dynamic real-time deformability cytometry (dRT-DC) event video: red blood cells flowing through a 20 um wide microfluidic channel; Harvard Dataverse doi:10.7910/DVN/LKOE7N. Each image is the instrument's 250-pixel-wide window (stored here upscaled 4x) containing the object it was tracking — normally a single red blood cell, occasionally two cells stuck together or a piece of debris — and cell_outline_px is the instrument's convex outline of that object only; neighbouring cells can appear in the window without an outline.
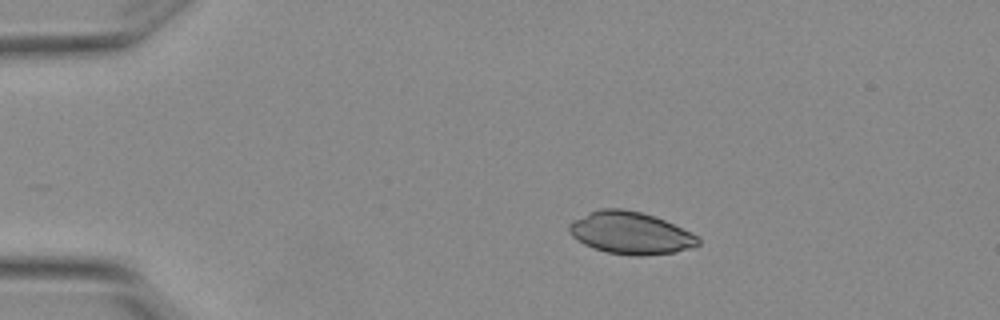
{"species": "Egyptian fruit bat (a non-hibernating species)", "species_latin": "Rousettus aegyptiacus", "temperature_condition": "warm", "stored_images_in_passage": 5, "camera_frame_rate_fps": 3000, "um_per_image_px": 0.085, "animal": {"sex": "female"}, "frame": {"image": 1, "passage_image": 2, "time_ms": 0.333, "image_size_px": [1000, 320], "cell_outline_px": [[700, 244], [692, 248], [676, 252], [644, 256], [632, 256], [608, 252], [584, 244], [572, 236], [568, 228], [568, 224], [572, 220], [588, 212], [600, 208], [624, 208], [656, 216], [696, 236], [700, 240]], "centroid_in_image_um": [53.57, 19.8], "position_along_channel_um": 31.4, "area_um2": 31.73}}
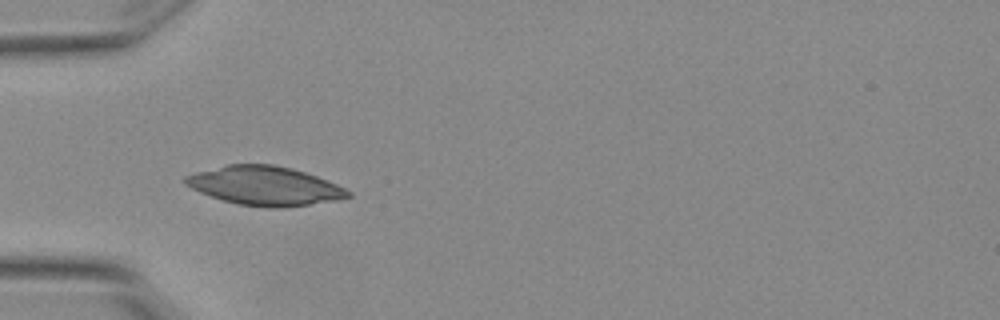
{"frame": {"image": 2, "passage_image": 4, "time_ms": 1.0, "image_size_px": [1000, 320], "cell_outline_px": [[352, 196], [336, 200], [280, 208], [268, 208], [236, 204], [200, 192], [184, 184], [184, 176], [196, 172], [224, 164], [272, 164], [292, 168], [316, 176], [336, 184], [352, 192]], "centroid_in_image_um": [22.48, 15.79], "position_along_channel_um": 62.5, "area_um2": 36.82}}
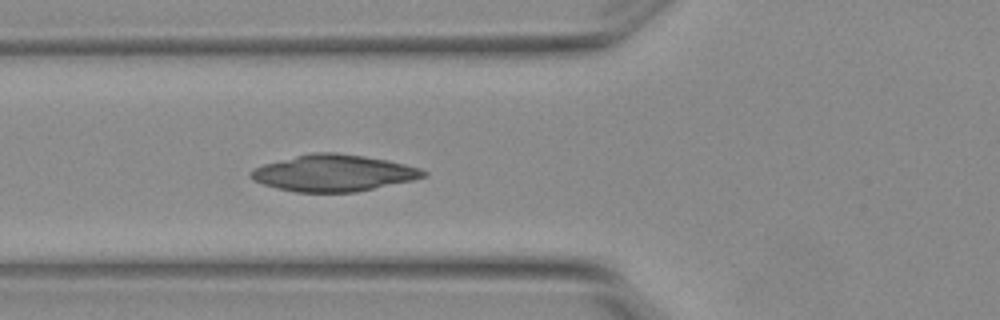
{"frame": {"image": 3, "passage_image": 5, "time_ms": 1.333, "image_size_px": [1000, 320], "cell_outline_px": [[428, 176], [412, 180], [356, 192], [296, 192], [276, 188], [252, 180], [248, 176], [256, 168], [264, 164], [312, 152], [336, 152], [364, 156], [388, 160], [420, 168], [428, 172]], "centroid_in_image_um": [28.38, 14.71], "position_along_channel_um": 97.4, "area_um2": 36.59}}